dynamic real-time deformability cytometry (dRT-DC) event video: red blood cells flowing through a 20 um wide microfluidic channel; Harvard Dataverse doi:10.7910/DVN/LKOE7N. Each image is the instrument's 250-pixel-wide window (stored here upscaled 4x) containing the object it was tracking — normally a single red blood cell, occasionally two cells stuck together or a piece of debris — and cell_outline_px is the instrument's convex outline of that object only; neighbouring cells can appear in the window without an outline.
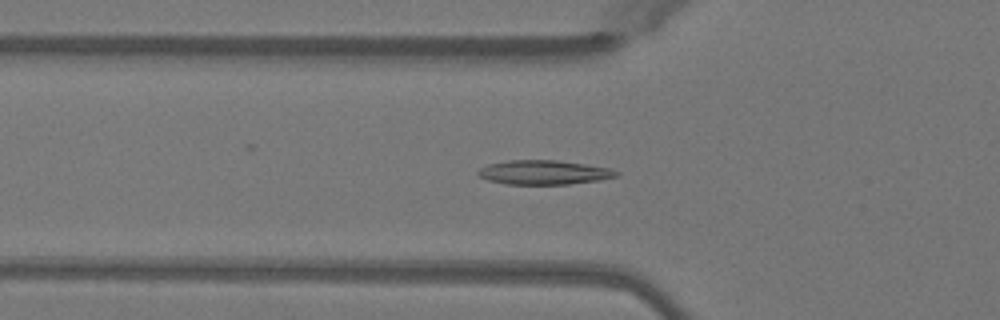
{"species": "Egyptian fruit bat (a non-hibernating species)", "species_latin": "Rousettus aegyptiacus", "temperature_condition": "warm", "stored_images_in_passage": 45, "camera_frame_rate_fps": 3000, "um_per_image_px": 0.085, "animal": {"sex": "female"}, "frame": {"image": 1, "passage_image": 12, "time_ms": 3.667, "image_size_px": [1000, 320], "cell_outline_px": [[620, 176], [600, 180], [568, 184], [504, 184], [488, 180], [480, 176], [476, 172], [480, 168], [488, 164], [508, 160], [556, 160], [612, 168], [620, 172]], "centroid_in_image_um": [46.26, 14.65], "position_along_channel_um": 79.5, "area_um2": 19.65}}
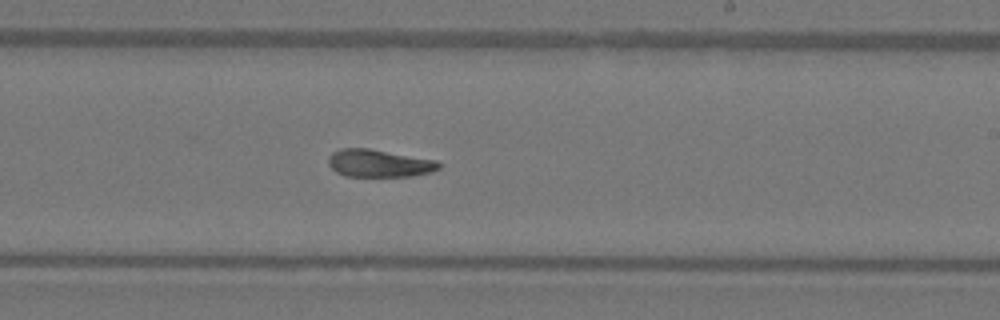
{"frame": {"image": 2, "passage_image": 25, "time_ms": 8.0, "image_size_px": [1000, 320], "cell_outline_px": [[440, 168], [432, 172], [412, 176], [344, 176], [336, 172], [328, 164], [328, 156], [332, 152], [340, 148], [368, 148], [436, 160], [440, 164]], "centroid_in_image_um": [32.19, 13.88], "position_along_channel_um": 256.8, "area_um2": 17.8}}
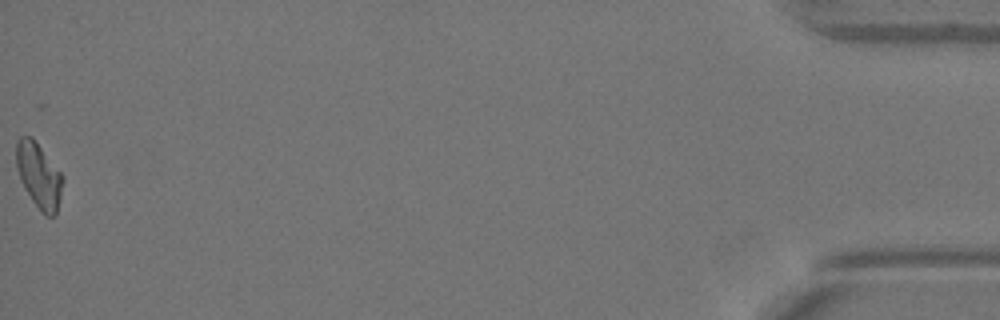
{"frame": {"image": 3, "passage_image": 45, "time_ms": 14.667, "image_size_px": [1000, 320], "cell_outline_px": [[64, 180], [56, 212], [52, 216], [44, 216], [32, 200], [24, 188], [20, 180], [16, 168], [16, 140], [20, 136], [32, 136], [64, 176]], "centroid_in_image_um": [3.29, 14.89], "position_along_channel_um": 431.9, "area_um2": 17.74}, "authors_computed_cell_mechanics": {"area_um2": 18.2648, "velocity_mm_per_s": 4.0742, "shape_relaxation_time_tau1_ms": 6.7953, "shape_relaxation_time_tau2_ms": 4.5782, "deformation_change_tau1": 0.1915, "deformation_change_tau2": 0.0959}}